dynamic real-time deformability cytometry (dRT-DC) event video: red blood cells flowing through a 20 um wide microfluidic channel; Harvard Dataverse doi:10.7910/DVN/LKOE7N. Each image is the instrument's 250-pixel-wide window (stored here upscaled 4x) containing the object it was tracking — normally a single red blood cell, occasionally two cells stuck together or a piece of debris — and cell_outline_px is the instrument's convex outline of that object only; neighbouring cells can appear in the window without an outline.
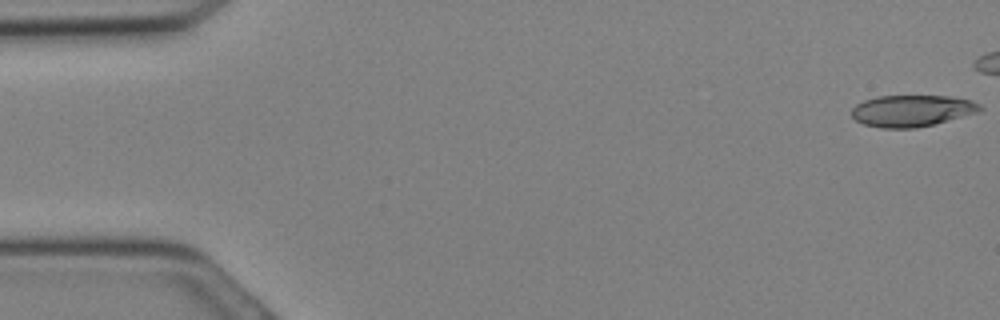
{"species": "Egyptian fruit bat (a non-hibernating species)", "species_latin": "Rousettus aegyptiacus", "temperature_condition": "cold", "stored_images_in_passage": 15, "camera_frame_rate_fps": 3000, "um_per_image_px": 0.085, "animal": {"sex": "female"}, "frame": {"image": 1, "passage_image": 1, "time_ms": 0.0, "image_size_px": [1000, 320], "cell_outline_px": [[984, 108], [976, 112], [932, 124], [916, 128], [880, 128], [864, 124], [856, 120], [852, 116], [852, 108], [856, 104], [864, 100], [876, 96], [948, 96], [968, 100], [980, 104]], "centroid_in_image_um": [77.45, 9.41], "position_along_channel_um": 7.5, "area_um2": 23.29}}
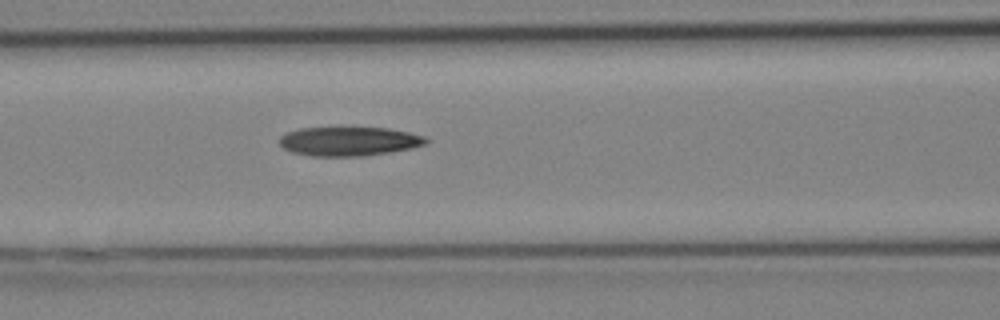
{"frame": {"image": 2, "passage_image": 13, "time_ms": 4.0, "image_size_px": [1000, 320], "cell_outline_px": [[428, 144], [412, 148], [392, 152], [364, 156], [312, 156], [292, 152], [284, 148], [280, 144], [280, 136], [288, 132], [300, 128], [388, 128], [408, 132], [424, 136], [428, 140]], "centroid_in_image_um": [29.7, 12.02], "position_along_channel_um": 136.9, "area_um2": 24.8}}
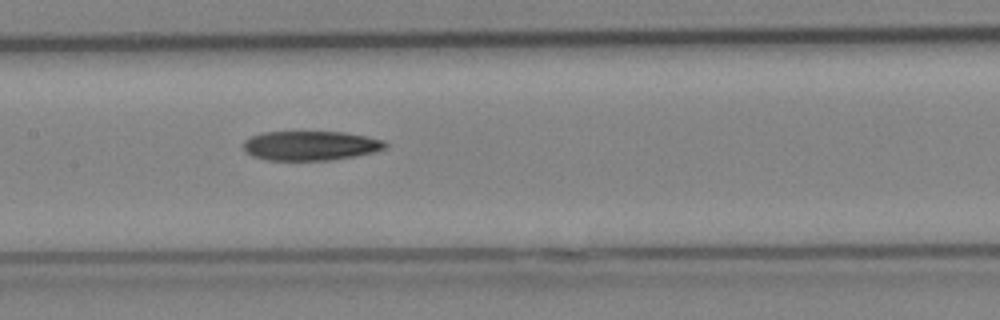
{"frame": {"image": 3, "passage_image": 15, "time_ms": 4.667, "image_size_px": [1000, 320], "cell_outline_px": [[388, 148], [376, 152], [356, 156], [332, 160], [268, 160], [252, 156], [244, 152], [244, 140], [252, 136], [264, 132], [344, 132], [368, 136], [384, 140], [388, 144]], "centroid_in_image_um": [26.45, 12.38], "position_along_channel_um": 181.0, "area_um2": 24.62}}